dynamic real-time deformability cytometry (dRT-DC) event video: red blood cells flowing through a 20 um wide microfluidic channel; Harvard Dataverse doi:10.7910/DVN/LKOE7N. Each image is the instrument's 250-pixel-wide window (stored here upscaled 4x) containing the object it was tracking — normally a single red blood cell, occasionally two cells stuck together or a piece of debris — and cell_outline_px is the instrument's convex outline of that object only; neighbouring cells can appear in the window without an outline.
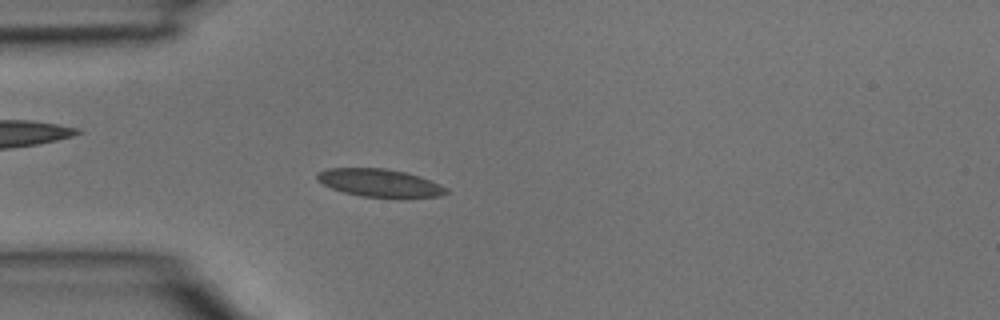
{"species": "common noctule bat (a hibernating species)", "species_latin": "Nyctalus noctula", "temperature_condition": "room temperature", "stored_images_in_passage": 2, "camera_frame_rate_fps": 3000, "um_per_image_px": 0.085, "animal": {"sex": "male", "body_mass_g": 15.6}, "frame": {"image": 1, "passage_image": 2, "time_ms": 0.333, "image_size_px": [1000, 320], "cell_outline_px": [[448, 192], [440, 196], [400, 200], [360, 196], [344, 192], [332, 188], [316, 180], [316, 172], [328, 168], [384, 168], [404, 172], [420, 176], [440, 184], [448, 188]], "centroid_in_image_um": [32.32, 15.58], "position_along_channel_um": 52.7, "area_um2": 21.68}}